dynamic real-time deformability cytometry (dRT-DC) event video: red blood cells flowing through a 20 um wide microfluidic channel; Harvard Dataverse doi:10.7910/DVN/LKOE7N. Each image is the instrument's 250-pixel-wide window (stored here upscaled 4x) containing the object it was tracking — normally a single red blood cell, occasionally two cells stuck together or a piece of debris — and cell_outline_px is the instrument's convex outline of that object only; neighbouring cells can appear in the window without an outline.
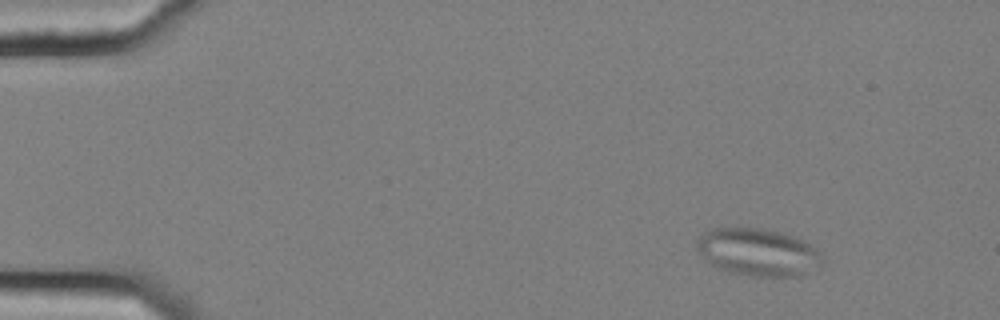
{"species": "common noctule bat (a hibernating species)", "species_latin": "Nyctalus noctula", "temperature_condition": "cold", "stored_images_in_passage": 50, "camera_frame_rate_fps": 3000, "um_per_image_px": 0.085, "animal": {"sex": "female", "body_mass_g": 25.1}, "frame": {"image": 1, "passage_image": 1, "time_ms": 0.0, "image_size_px": [1000, 320], "cell_outline_px": [[824, 260], [820, 264], [800, 276], [748, 276], [728, 272], [704, 260], [696, 248], [696, 240], [704, 232], [712, 228], [760, 228], [780, 232], [792, 236], [812, 244], [820, 252]], "centroid_in_image_um": [64.4, 21.43], "position_along_channel_um": 20.6, "area_um2": 34.74}}
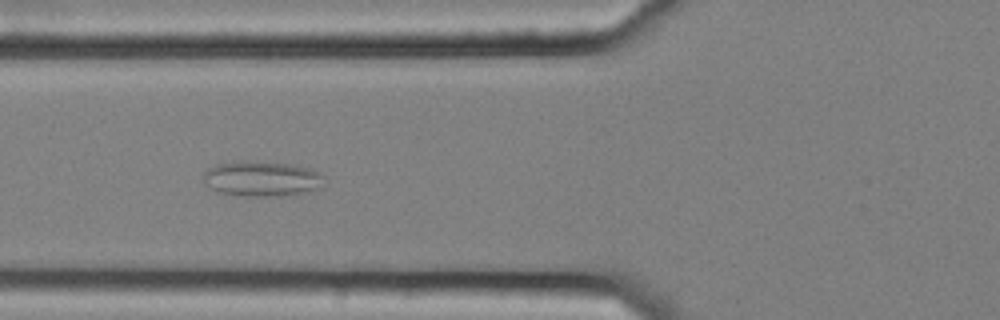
{"frame": {"image": 2, "passage_image": 16, "time_ms": 5.0, "image_size_px": [1000, 320], "cell_outline_px": [[324, 176], [320, 188], [280, 196], [240, 196], [216, 192], [204, 184], [200, 176], [208, 168], [216, 164], [288, 164], [308, 168], [320, 172]], "centroid_in_image_um": [22.19, 15.25], "position_along_channel_um": 103.6, "area_um2": 23.93}}
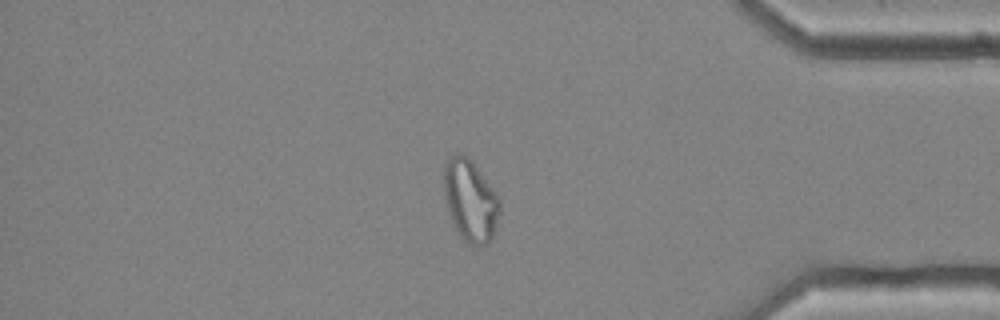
{"frame": {"image": 3, "passage_image": 42, "time_ms": 13.667, "image_size_px": [1000, 320], "cell_outline_px": [[500, 212], [492, 236], [488, 244], [468, 244], [456, 232], [448, 208], [444, 192], [444, 168], [448, 160], [452, 156], [460, 152], [468, 156], [496, 192], [500, 200]], "centroid_in_image_um": [39.99, 17.04], "position_along_channel_um": 395.2, "area_um2": 26.3}, "authors_computed_cell_mechanics": {"area_um2": 25.5476, "velocity_mm_per_s": 3.6394, "shape_relaxation_time_tau1_ms": null, "shape_relaxation_time_tau2_ms": 1.9128, "deformation_change_tau1": null, "deformation_change_tau2": 0.0794}}